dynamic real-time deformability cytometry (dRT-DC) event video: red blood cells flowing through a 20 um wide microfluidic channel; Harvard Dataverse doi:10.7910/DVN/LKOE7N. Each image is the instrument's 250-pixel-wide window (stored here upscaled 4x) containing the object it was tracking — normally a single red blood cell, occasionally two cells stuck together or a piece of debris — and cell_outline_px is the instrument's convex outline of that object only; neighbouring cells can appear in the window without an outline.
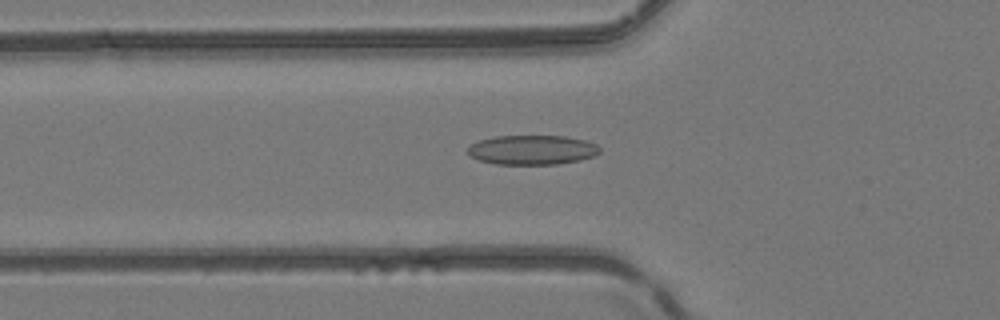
{"species": "common noctule bat (a hibernating species)", "species_latin": "Nyctalus noctula", "temperature_condition": "room temperature", "stored_images_in_passage": 50, "camera_frame_rate_fps": 3000, "um_per_image_px": 0.085, "animal": {"sex": "female", "body_mass_g": 24.6, "forearm_length_mm": 56.2}, "frame": {"image": 1, "passage_image": 18, "time_ms": 5.667, "image_size_px": [1000, 320], "cell_outline_px": [[600, 152], [592, 156], [580, 160], [556, 164], [496, 164], [480, 160], [472, 156], [468, 152], [468, 148], [472, 144], [480, 140], [496, 136], [564, 136], [584, 140], [596, 144], [600, 148]], "centroid_in_image_um": [45.25, 12.74], "position_along_channel_um": 80.6, "area_um2": 22.43}}
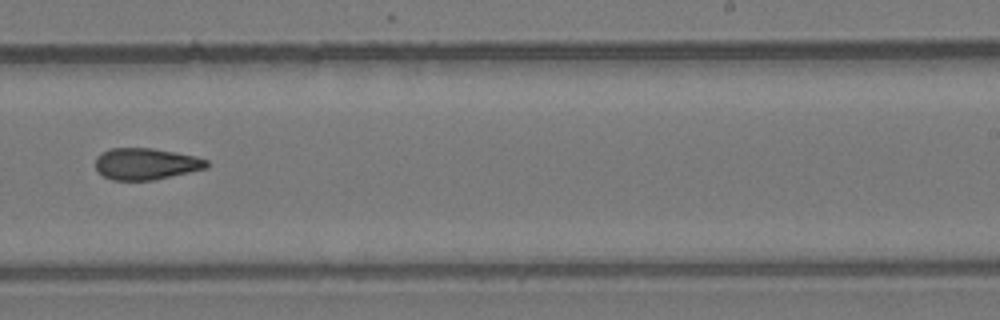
{"frame": {"image": 2, "passage_image": 32, "time_ms": 10.333, "image_size_px": [1000, 320], "cell_outline_px": [[208, 168], [152, 180], [112, 180], [104, 176], [96, 168], [96, 156], [100, 152], [112, 148], [152, 148], [196, 156], [208, 160]], "centroid_in_image_um": [12.4, 13.92], "position_along_channel_um": 276.6, "area_um2": 20.4}}
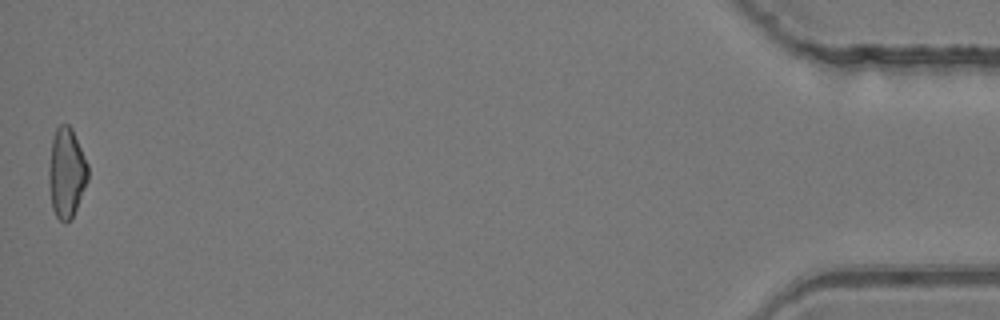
{"frame": {"image": 3, "passage_image": 50, "time_ms": 16.333, "image_size_px": [1000, 320], "cell_outline_px": [[88, 180], [72, 220], [64, 224], [56, 216], [52, 208], [48, 180], [48, 168], [52, 140], [56, 128], [60, 124], [68, 124], [72, 128], [88, 164]], "centroid_in_image_um": [5.65, 14.72], "position_along_channel_um": 429.6, "area_um2": 20.75}, "authors_computed_cell_mechanics": {"area_um2": 21.2126, "velocity_mm_per_s": 4.182, "shape_relaxation_time_tau1_ms": null, "shape_relaxation_time_tau2_ms": 3.6674, "deformation_change_tau1": null, "deformation_change_tau2": 0.1133}}